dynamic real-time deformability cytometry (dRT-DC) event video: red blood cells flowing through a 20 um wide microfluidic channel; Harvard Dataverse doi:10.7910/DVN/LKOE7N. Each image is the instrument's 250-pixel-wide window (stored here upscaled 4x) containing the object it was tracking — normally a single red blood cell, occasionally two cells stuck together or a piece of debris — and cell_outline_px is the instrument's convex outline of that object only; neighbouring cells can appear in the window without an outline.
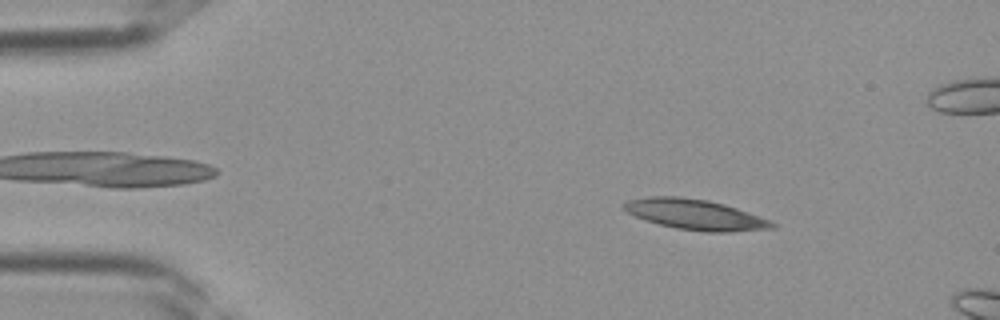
{"species": "Egyptian fruit bat (a non-hibernating species)", "species_latin": "Rousettus aegyptiacus", "temperature_condition": "room temperature", "stored_images_in_passage": 8, "camera_frame_rate_fps": 3000, "um_per_image_px": 0.085, "frame": {"image": 1, "passage_image": 4, "time_ms": 1.0, "image_size_px": [1000, 320], "cell_outline_px": [[776, 228], [732, 232], [704, 232], [676, 228], [660, 224], [636, 216], [620, 208], [620, 204], [628, 200], [652, 196], [680, 196], [708, 200], [724, 204], [748, 212], [768, 220], [776, 224]], "centroid_in_image_um": [59.08, 18.23], "position_along_channel_um": 25.9, "area_um2": 26.18}}